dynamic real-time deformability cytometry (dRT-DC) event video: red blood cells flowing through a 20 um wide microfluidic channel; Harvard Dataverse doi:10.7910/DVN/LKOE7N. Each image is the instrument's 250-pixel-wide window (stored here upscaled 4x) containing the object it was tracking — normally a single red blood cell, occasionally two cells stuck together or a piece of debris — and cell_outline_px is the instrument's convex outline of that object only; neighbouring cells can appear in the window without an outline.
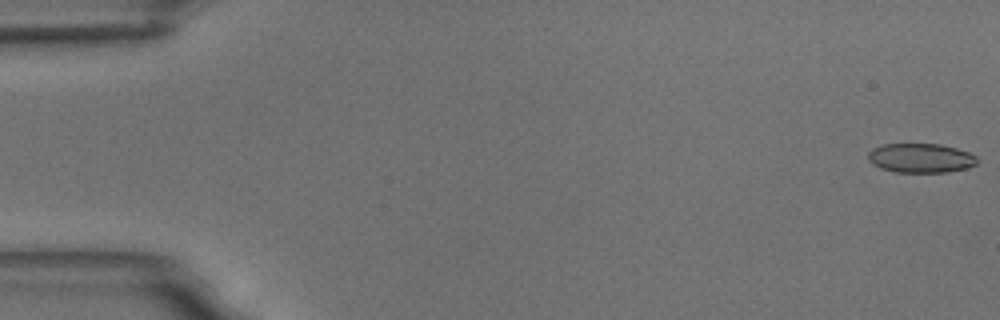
{"species": "common noctule bat (a hibernating species)", "species_latin": "Nyctalus noctula", "temperature_condition": "room temperature", "stored_images_in_passage": 55, "camera_frame_rate_fps": 3000, "um_per_image_px": 0.085, "animal": {"sex": "male", "body_mass_g": 18.8}, "frame": {"image": 1, "passage_image": 1, "time_ms": 0.0, "image_size_px": [1000, 320], "cell_outline_px": [[976, 164], [968, 168], [948, 172], [896, 172], [880, 168], [872, 164], [868, 160], [868, 152], [872, 148], [884, 144], [940, 144], [956, 148], [968, 152], [976, 156]], "centroid_in_image_um": [78.24, 13.44], "position_along_channel_um": 6.8, "area_um2": 18.67}}
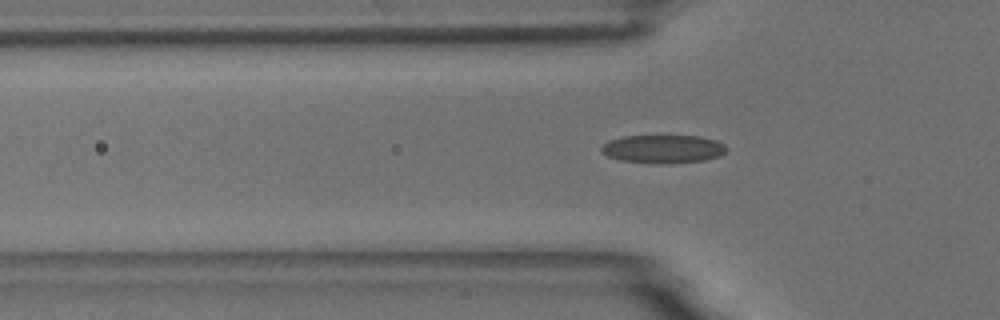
{"frame": {"image": 2, "passage_image": 18, "time_ms": 5.667, "image_size_px": [1000, 320], "cell_outline_px": [[728, 148], [720, 156], [704, 160], [664, 164], [656, 164], [620, 160], [608, 156], [600, 152], [600, 148], [608, 140], [624, 136], [700, 136], [716, 140], [724, 144]], "centroid_in_image_um": [56.35, 12.66], "position_along_channel_um": 69.4, "area_um2": 20.75}}
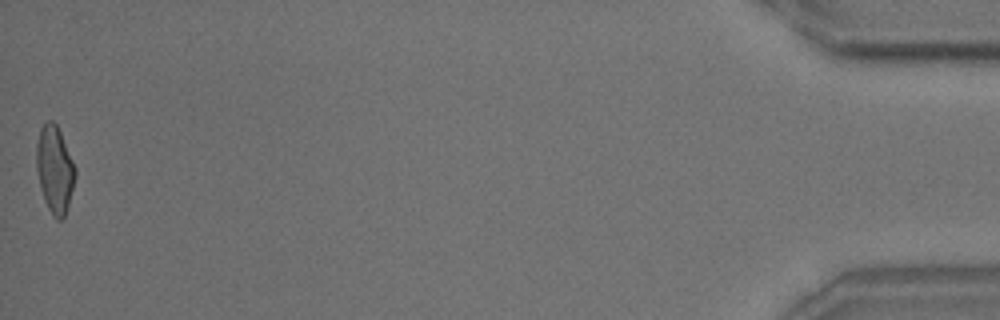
{"frame": {"image": 3, "passage_image": 55, "time_ms": 18.0, "image_size_px": [1000, 320], "cell_outline_px": [[76, 176], [68, 204], [64, 216], [60, 220], [56, 220], [52, 216], [44, 200], [40, 188], [36, 168], [36, 144], [40, 128], [48, 120], [52, 120], [56, 124], [60, 132], [76, 168]], "centroid_in_image_um": [4.63, 14.4], "position_along_channel_um": 430.6, "area_um2": 19.65}, "authors_computed_cell_mechanics": {"area_um2": 19.7098, "velocity_mm_per_s": 3.6992, "shape_relaxation_time_tau1_ms": 8.8456, "shape_relaxation_time_tau2_ms": 1.2098, "deformation_change_tau1": 0.2028, "deformation_change_tau2": 0.0706}}